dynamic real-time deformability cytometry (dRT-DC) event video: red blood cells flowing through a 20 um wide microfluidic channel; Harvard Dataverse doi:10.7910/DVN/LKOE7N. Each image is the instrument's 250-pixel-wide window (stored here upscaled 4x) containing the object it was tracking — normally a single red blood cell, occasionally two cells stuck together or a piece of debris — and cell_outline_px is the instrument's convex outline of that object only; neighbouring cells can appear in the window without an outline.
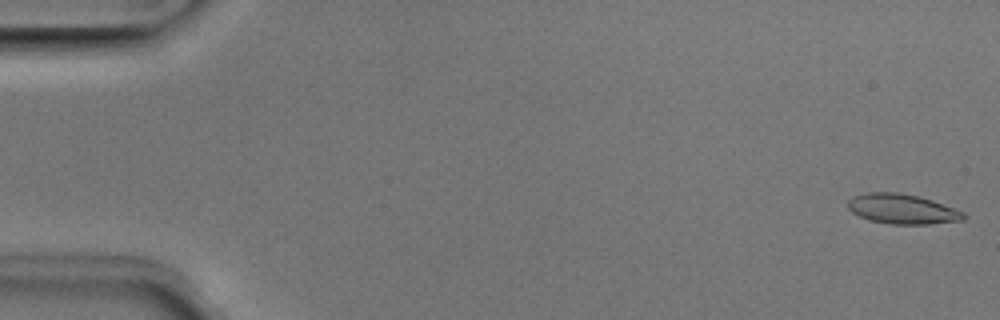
{"species": "Egyptian fruit bat (a non-hibernating species)", "species_latin": "Rousettus aegyptiacus", "temperature_condition": "room temperature", "stored_images_in_passage": 51, "camera_frame_rate_fps": 3000, "um_per_image_px": 0.085, "animal": {"sex": "male"}, "frame": {"image": 1, "passage_image": 1, "time_ms": 0.0, "image_size_px": [1000, 320], "cell_outline_px": [[968, 216], [964, 220], [928, 224], [888, 224], [868, 220], [852, 212], [848, 208], [848, 200], [852, 196], [868, 192], [896, 192], [920, 196], [932, 200], [964, 212]], "centroid_in_image_um": [76.69, 17.76], "position_along_channel_um": 8.3, "area_um2": 20.29}}
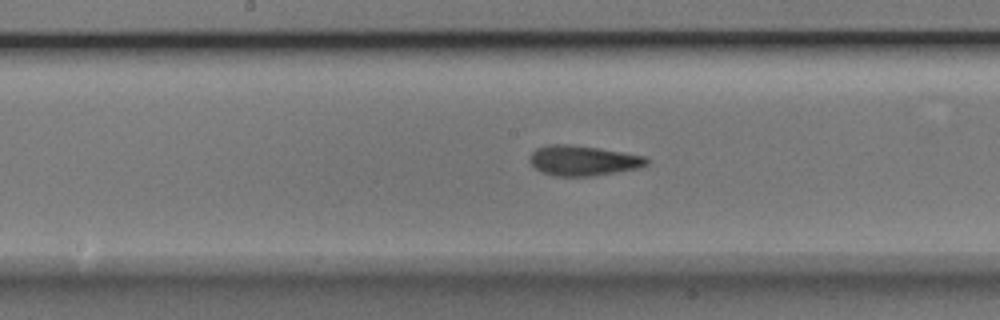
{"frame": {"image": 2, "passage_image": 26, "time_ms": 8.333, "image_size_px": [1000, 320], "cell_outline_px": [[648, 164], [636, 168], [616, 172], [592, 176], [552, 176], [540, 172], [528, 160], [528, 156], [536, 148], [548, 144], [568, 144], [600, 148], [644, 156], [648, 160]], "centroid_in_image_um": [49.49, 13.64], "position_along_channel_um": 198.7, "area_um2": 20.58}}
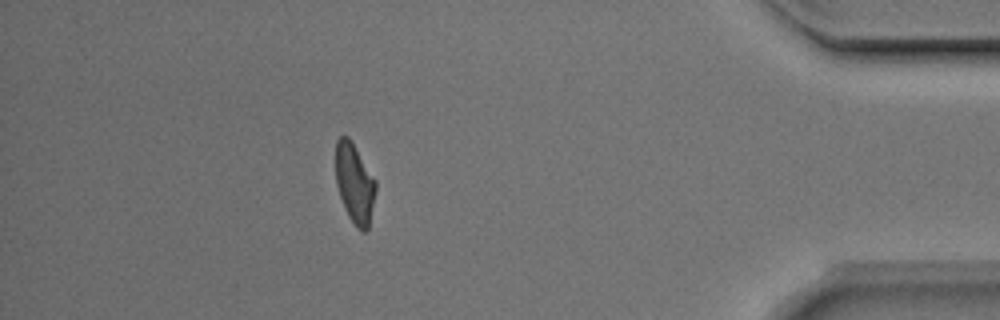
{"frame": {"image": 3, "passage_image": 45, "time_ms": 14.667, "image_size_px": [1000, 320], "cell_outline_px": [[376, 192], [368, 228], [364, 232], [360, 232], [356, 228], [348, 216], [344, 208], [336, 184], [336, 140], [340, 136], [348, 136], [352, 140], [376, 180]], "centroid_in_image_um": [30.15, 15.58], "position_along_channel_um": 405.1, "area_um2": 18.84}, "authors_computed_cell_mechanics": {"area_um2": 19.7098, "velocity_mm_per_s": 3.9933, "shape_relaxation_time_tau1_ms": 4.0117, "shape_relaxation_time_tau2_ms": 1.8739, "deformation_change_tau1": 0.1639, "deformation_change_tau2": 0.1003}}